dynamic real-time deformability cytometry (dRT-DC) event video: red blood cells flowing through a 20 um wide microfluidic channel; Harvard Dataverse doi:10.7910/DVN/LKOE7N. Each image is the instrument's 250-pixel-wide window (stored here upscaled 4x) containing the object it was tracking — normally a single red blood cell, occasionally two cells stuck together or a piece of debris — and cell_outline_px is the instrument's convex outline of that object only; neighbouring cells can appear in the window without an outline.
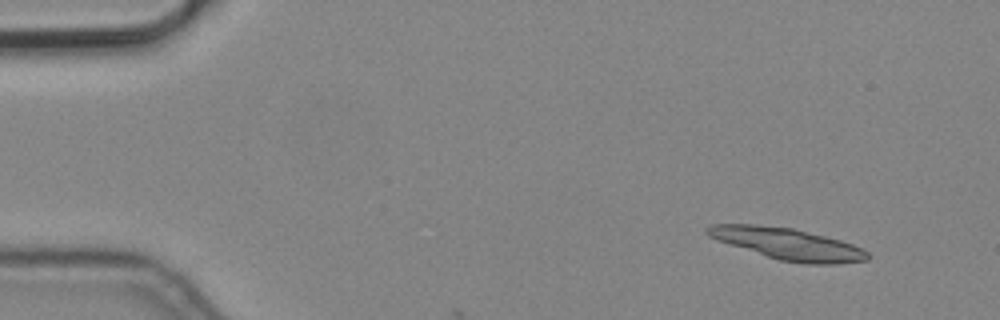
{"species": "common noctule bat (a hibernating species)", "species_latin": "Nyctalus noctula", "temperature_condition": "cold", "stored_images_in_passage": 4, "camera_frame_rate_fps": 3000, "um_per_image_px": 0.085, "animal": {"sex": "male", "body_mass_g": 19.2, "forearm_length_mm": 51.8}, "frame": {"image": 1, "passage_image": 2, "time_ms": 0.333, "image_size_px": [1000, 320], "cell_outline_px": [[872, 256], [868, 260], [840, 264], [804, 264], [780, 260], [716, 240], [708, 236], [704, 232], [704, 228], [712, 224], [756, 224], [792, 228], [840, 240], [852, 244], [868, 252]], "centroid_in_image_um": [66.94, 20.73], "position_along_channel_um": 18.1, "area_um2": 29.48}}